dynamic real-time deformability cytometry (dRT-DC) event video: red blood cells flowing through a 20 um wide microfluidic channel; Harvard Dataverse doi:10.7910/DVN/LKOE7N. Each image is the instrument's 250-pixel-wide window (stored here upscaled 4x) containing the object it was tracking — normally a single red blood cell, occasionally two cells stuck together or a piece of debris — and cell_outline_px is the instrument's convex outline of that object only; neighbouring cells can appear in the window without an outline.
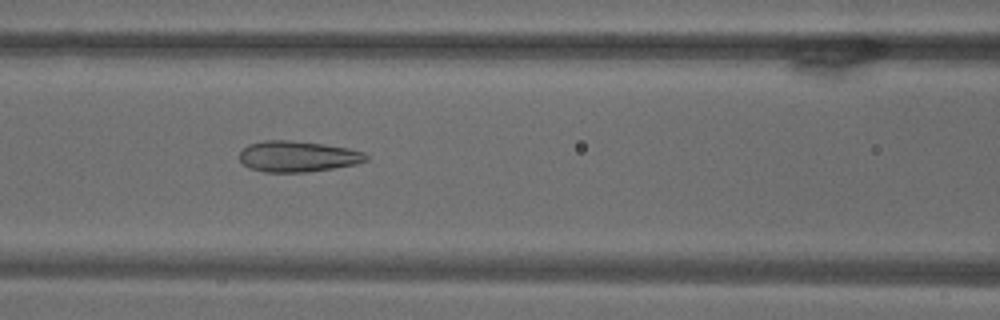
{"species": "common noctule bat (a hibernating species)", "species_latin": "Nyctalus noctula", "temperature_condition": "warm", "stored_images_in_passage": 69, "camera_frame_rate_fps": 3000, "um_per_image_px": 0.085, "animal": {"sex": "male", "body_mass_g": 18.8}, "frame": {"image": 1, "passage_image": 30, "time_ms": 9.667, "image_size_px": [1000, 320], "cell_outline_px": [[368, 160], [356, 164], [308, 172], [264, 172], [248, 168], [240, 160], [240, 152], [248, 144], [264, 140], [292, 140], [324, 144], [348, 148], [364, 152], [368, 156]], "centroid_in_image_um": [25.3, 13.29], "position_along_channel_um": 141.3, "area_um2": 22.89}}
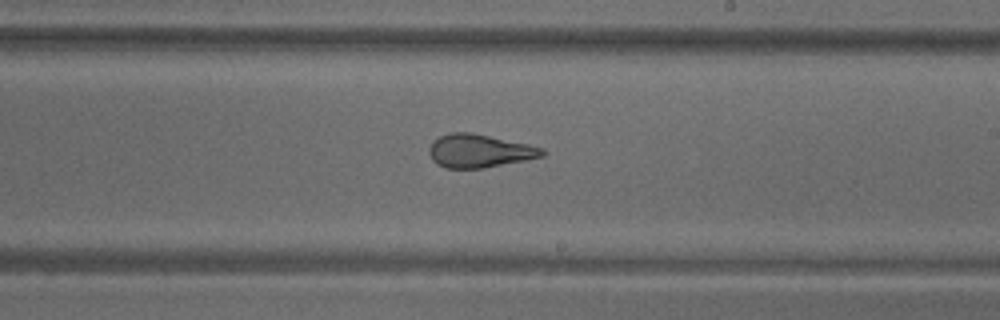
{"frame": {"image": 2, "passage_image": 41, "time_ms": 13.333, "image_size_px": [1000, 320], "cell_outline_px": [[548, 152], [544, 156], [484, 168], [444, 168], [436, 164], [432, 160], [428, 152], [428, 148], [432, 140], [448, 132], [472, 132], [528, 144], [544, 148]], "centroid_in_image_um": [40.72, 12.82], "position_along_channel_um": 248.3, "area_um2": 22.2}}
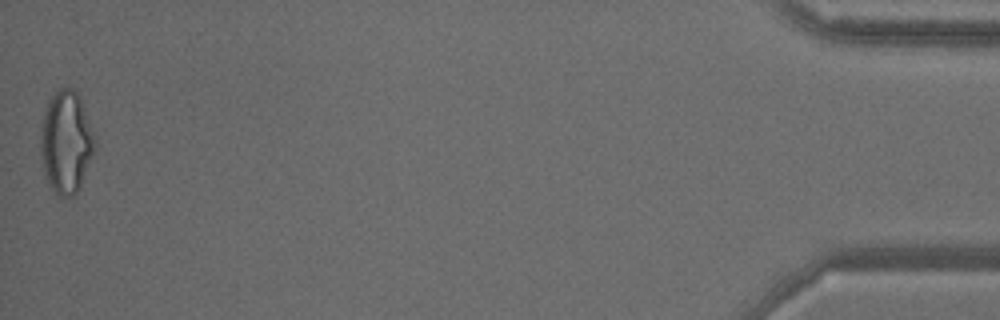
{"frame": {"image": 3, "passage_image": 69, "time_ms": 22.667, "image_size_px": [1000, 320], "cell_outline_px": [[96, 148], [80, 188], [72, 196], [60, 196], [48, 184], [44, 176], [40, 152], [40, 124], [44, 108], [48, 100], [60, 88], [72, 88], [80, 96], [96, 136]], "centroid_in_image_um": [5.62, 12.06], "position_along_channel_um": 429.6, "area_um2": 33.06}}